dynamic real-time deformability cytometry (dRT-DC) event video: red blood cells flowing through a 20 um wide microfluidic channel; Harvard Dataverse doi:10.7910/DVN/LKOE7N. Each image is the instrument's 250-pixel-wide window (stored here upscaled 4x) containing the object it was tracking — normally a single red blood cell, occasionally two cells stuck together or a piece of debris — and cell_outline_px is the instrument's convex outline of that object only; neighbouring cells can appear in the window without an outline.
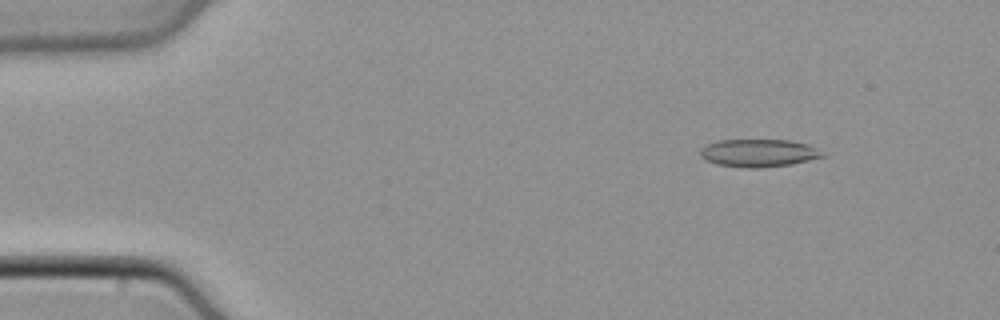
{"species": "common noctule bat (a hibernating species)", "species_latin": "Nyctalus noctula", "temperature_condition": "cold", "stored_images_in_passage": 43, "camera_frame_rate_fps": 3000, "um_per_image_px": 0.085, "animal": {"sex": "male", "body_mass_g": 21.5, "forearm_length_mm": 52.0}, "frame": {"image": 1, "passage_image": 1, "time_ms": 0.0, "image_size_px": [1000, 320], "cell_outline_px": [[828, 156], [792, 164], [756, 168], [748, 168], [716, 164], [700, 156], [700, 148], [708, 144], [720, 140], [792, 140], [808, 144]], "centroid_in_image_um": [64.51, 13.0], "position_along_channel_um": 20.5, "area_um2": 19.71}}
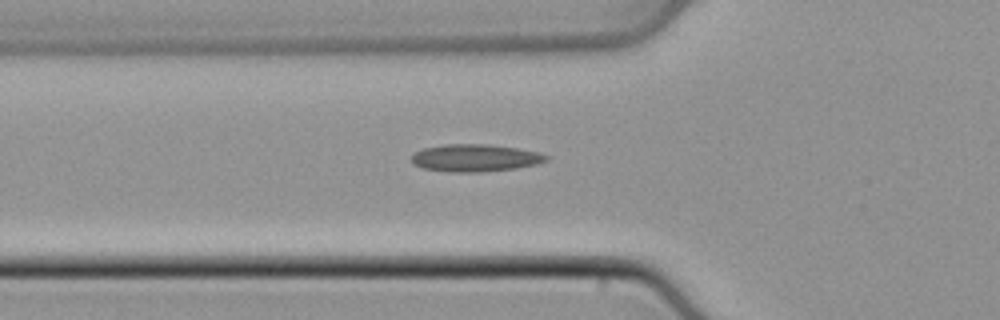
{"frame": {"image": 2, "passage_image": 12, "time_ms": 3.667, "image_size_px": [1000, 320], "cell_outline_px": [[548, 160], [536, 164], [516, 168], [480, 172], [456, 172], [424, 168], [416, 164], [412, 160], [412, 152], [424, 148], [444, 144], [488, 144], [516, 148], [540, 152], [548, 156]], "centroid_in_image_um": [40.41, 13.41], "position_along_channel_um": 85.4, "area_um2": 21.33}}
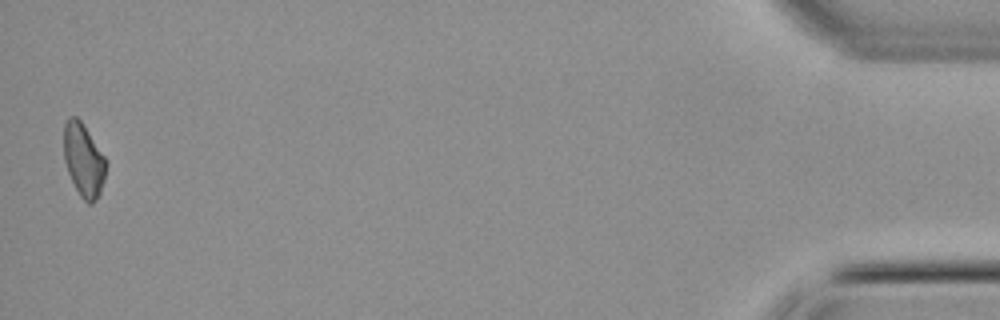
{"frame": {"image": 3, "passage_image": 43, "time_ms": 14.0, "image_size_px": [1000, 320], "cell_outline_px": [[104, 180], [100, 192], [96, 200], [92, 204], [88, 204], [80, 196], [68, 172], [64, 160], [64, 124], [68, 116], [76, 116], [80, 120], [104, 156]], "centroid_in_image_um": [7.07, 13.6], "position_along_channel_um": 428.1, "area_um2": 17.57}}